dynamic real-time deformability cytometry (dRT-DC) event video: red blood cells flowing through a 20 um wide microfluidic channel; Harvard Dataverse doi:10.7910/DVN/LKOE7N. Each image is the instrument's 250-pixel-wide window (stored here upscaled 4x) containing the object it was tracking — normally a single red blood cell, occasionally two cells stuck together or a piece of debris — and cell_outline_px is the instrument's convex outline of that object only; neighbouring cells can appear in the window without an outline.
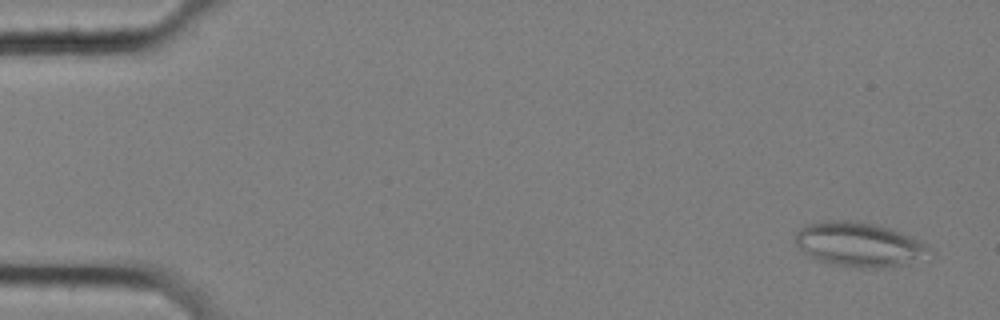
{"species": "common noctule bat (a hibernating species)", "species_latin": "Nyctalus noctula", "temperature_condition": "cold", "stored_images_in_passage": 58, "camera_frame_rate_fps": 3000, "um_per_image_px": 0.085, "animal": {"sex": "female", "body_mass_g": 25.1}, "frame": {"image": 1, "passage_image": 3, "time_ms": 0.667, "image_size_px": [1000, 320], "cell_outline_px": [[928, 248], [904, 264], [892, 268], [860, 268], [832, 264], [808, 256], [796, 244], [796, 232], [804, 224], [824, 220], [848, 220], [872, 224], [888, 228], [900, 232], [924, 244]], "centroid_in_image_um": [72.85, 20.76], "position_along_channel_um": 12.2, "area_um2": 33.64}}
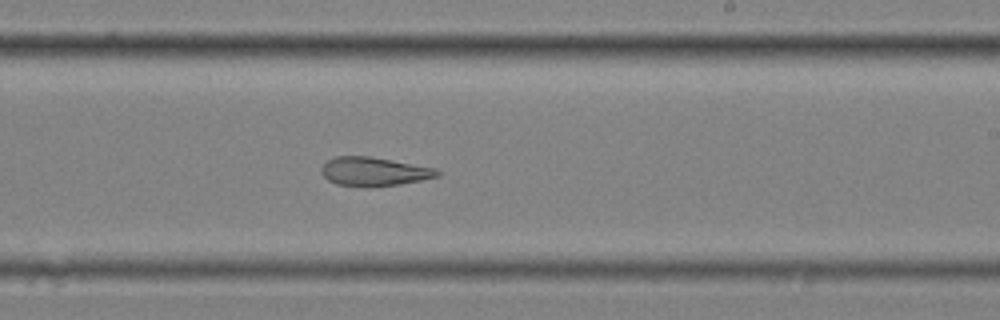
{"frame": {"image": 2, "passage_image": 35, "time_ms": 11.333, "image_size_px": [1000, 320], "cell_outline_px": [[440, 176], [400, 184], [368, 188], [336, 184], [328, 180], [320, 172], [320, 168], [328, 160], [336, 156], [368, 156], [436, 168], [440, 172]], "centroid_in_image_um": [31.76, 14.6], "position_along_channel_um": 257.2, "area_um2": 19.54}}
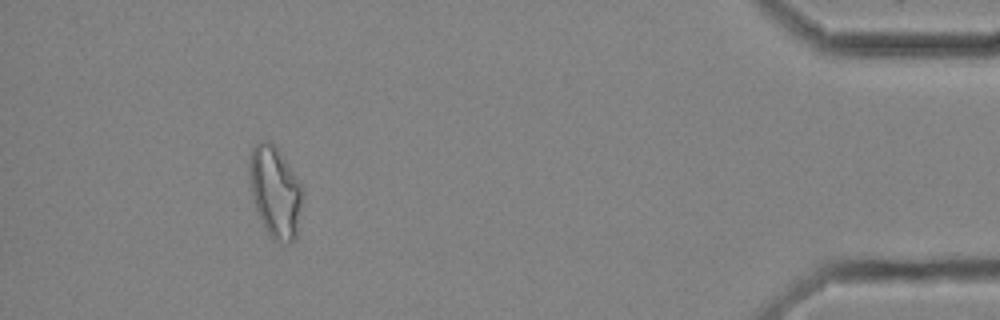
{"frame": {"image": 3, "passage_image": 53, "time_ms": 17.333, "image_size_px": [1000, 320], "cell_outline_px": [[300, 204], [296, 236], [292, 240], [284, 244], [272, 240], [268, 236], [260, 220], [252, 196], [248, 176], [248, 164], [252, 148], [260, 140], [272, 140], [280, 152], [300, 184]], "centroid_in_image_um": [23.32, 16.29], "position_along_channel_um": 411.9, "area_um2": 27.98}, "authors_computed_cell_mechanics": {"area_um2": 24.2182, "velocity_mm_per_s": 3.5171, "shape_relaxation_time_tau1_ms": null, "shape_relaxation_time_tau2_ms": 5.273, "deformation_change_tau1": null, "deformation_change_tau2": 0.1417}}